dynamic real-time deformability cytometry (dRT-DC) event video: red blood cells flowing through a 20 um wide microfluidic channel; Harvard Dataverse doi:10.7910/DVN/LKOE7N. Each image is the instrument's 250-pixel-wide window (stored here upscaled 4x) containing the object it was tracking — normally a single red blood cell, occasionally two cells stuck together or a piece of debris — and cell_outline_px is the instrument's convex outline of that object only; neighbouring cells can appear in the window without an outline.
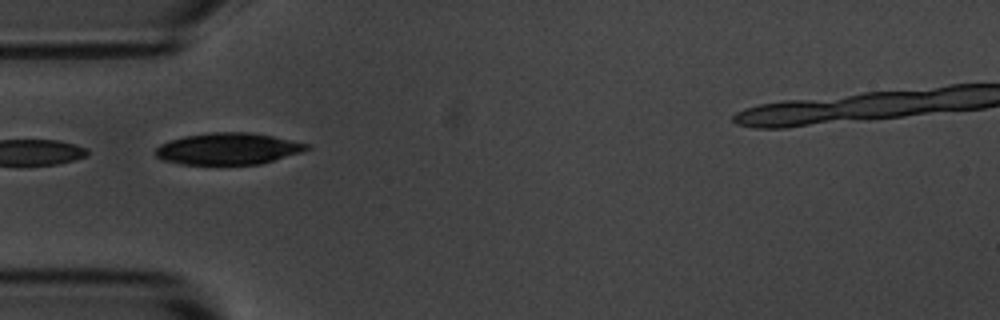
{"species": "common noctule bat (a hibernating species)", "species_latin": "Nyctalus noctula", "temperature_condition": "room temperature", "stored_images_in_passage": 6, "camera_frame_rate_fps": 3000, "um_per_image_px": 0.085, "animal": {"sex": "male", "body_mass_g": 20.1, "forearm_length_mm": 53.5}, "frame": {"image": 1, "passage_image": 1, "time_ms": 0.0, "image_size_px": [1000, 320], "cell_outline_px": [[312, 148], [304, 152], [260, 164], [180, 164], [160, 160], [156, 156], [156, 148], [160, 144], [184, 136], [212, 132], [252, 132], [312, 144]], "centroid_in_image_um": [19.44, 12.64], "position_along_channel_um": 65.6, "area_um2": 28.09}}
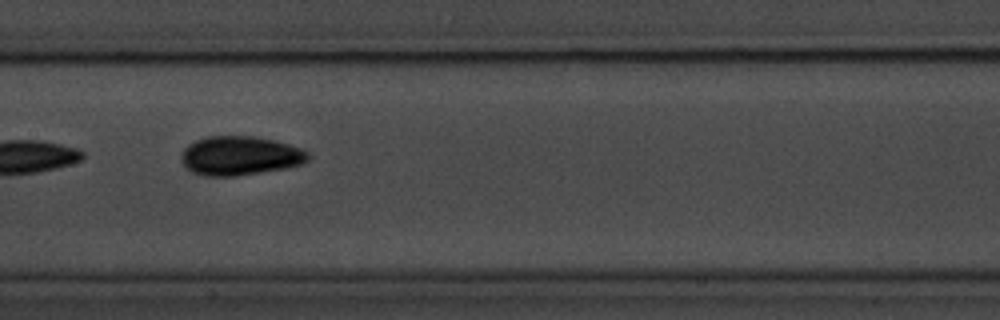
{"frame": {"image": 2, "passage_image": 4, "time_ms": 3.333, "image_size_px": [1000, 320], "cell_outline_px": [[308, 160], [304, 164], [284, 168], [236, 176], [204, 176], [192, 172], [180, 160], [180, 156], [184, 148], [188, 144], [204, 136], [252, 136], [276, 140], [300, 148], [308, 152]], "centroid_in_image_um": [20.38, 13.23], "position_along_channel_um": 187.0, "area_um2": 28.96}}